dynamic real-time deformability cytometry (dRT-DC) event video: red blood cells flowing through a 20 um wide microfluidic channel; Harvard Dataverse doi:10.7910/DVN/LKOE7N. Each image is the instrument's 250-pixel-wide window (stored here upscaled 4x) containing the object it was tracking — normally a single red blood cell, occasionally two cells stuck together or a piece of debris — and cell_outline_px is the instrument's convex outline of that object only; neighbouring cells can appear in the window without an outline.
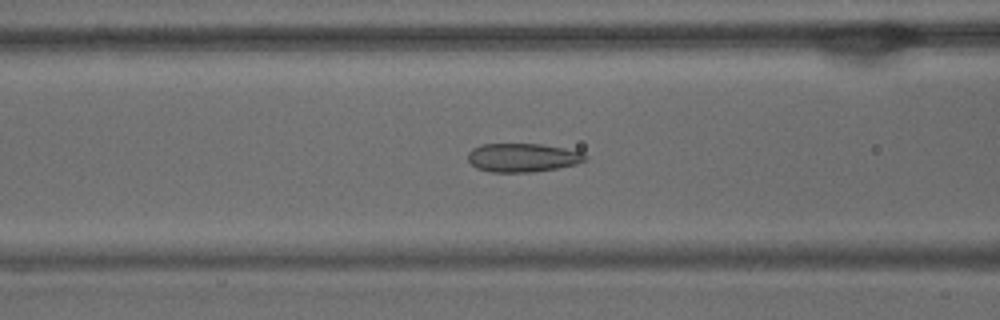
{"species": "common noctule bat (a hibernating species)", "species_latin": "Nyctalus noctula", "temperature_condition": "warm", "stored_images_in_passage": 52, "camera_frame_rate_fps": 3000, "um_per_image_px": 0.085, "animal": {"sex": "male", "body_mass_g": 15.6}, "frame": {"image": 1, "passage_image": 20, "time_ms": 6.333, "image_size_px": [1000, 320], "cell_outline_px": [[588, 160], [576, 164], [556, 168], [532, 172], [492, 172], [476, 168], [468, 160], [468, 152], [472, 148], [480, 144], [540, 144], [564, 148], [584, 152], [588, 156]], "centroid_in_image_um": [44.44, 13.39], "position_along_channel_um": 122.2, "area_um2": 19.71}}
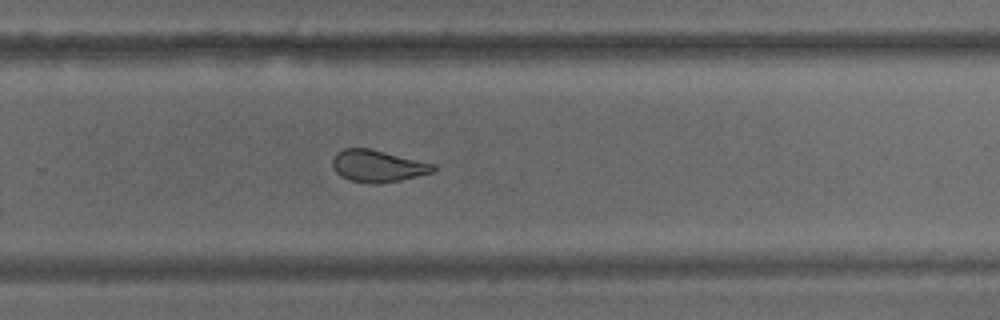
{"frame": {"image": 2, "passage_image": 34, "time_ms": 11.0, "image_size_px": [1000, 320], "cell_outline_px": [[436, 168], [432, 172], [400, 180], [380, 184], [372, 184], [352, 180], [340, 176], [332, 168], [332, 160], [336, 152], [344, 148], [368, 148], [436, 164]], "centroid_in_image_um": [32.08, 14.11], "position_along_channel_um": 297.7, "area_um2": 18.73}}
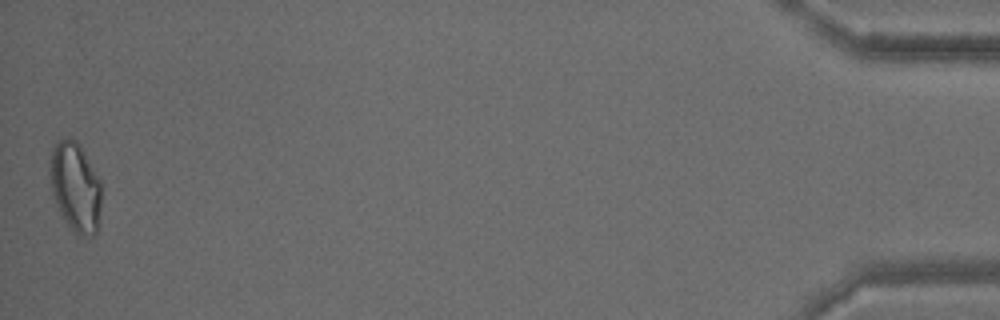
{"frame": {"image": 3, "passage_image": 52, "time_ms": 17.0, "image_size_px": [1000, 320], "cell_outline_px": [[100, 224], [96, 232], [92, 236], [80, 236], [68, 224], [60, 212], [52, 192], [52, 148], [60, 140], [68, 136], [72, 136], [80, 144], [100, 180]], "centroid_in_image_um": [6.45, 15.89], "position_along_channel_um": 428.7, "area_um2": 26.3}, "authors_computed_cell_mechanics": {"area_um2": 21.2415, "velocity_mm_per_s": 3.7666, "shape_relaxation_time_tau1_ms": null, "shape_relaxation_time_tau2_ms": 1.2737, "deformation_change_tau1": null, "deformation_change_tau2": 0.0693}}